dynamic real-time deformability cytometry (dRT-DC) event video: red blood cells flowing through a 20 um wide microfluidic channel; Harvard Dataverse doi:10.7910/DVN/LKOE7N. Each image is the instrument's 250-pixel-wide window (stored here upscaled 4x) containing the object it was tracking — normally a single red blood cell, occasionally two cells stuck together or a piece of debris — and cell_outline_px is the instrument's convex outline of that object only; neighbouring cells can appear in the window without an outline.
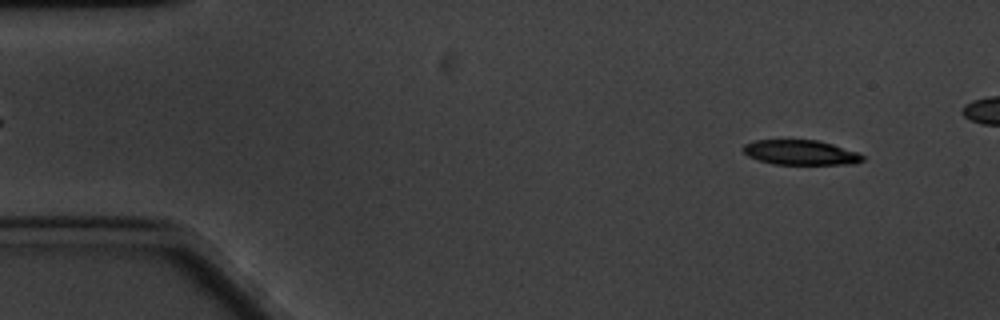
{"species": "common noctule bat (a hibernating species)", "species_latin": "Nyctalus noctula", "temperature_condition": "cold", "stored_images_in_passage": 55, "camera_frame_rate_fps": 3000, "um_per_image_px": 0.085, "animal": {"sex": "male", "body_mass_g": 20.1, "forearm_length_mm": 53.5}, "frame": {"image": 1, "passage_image": 6, "time_ms": 1.667, "image_size_px": [1000, 320], "cell_outline_px": [[864, 160], [856, 164], [772, 164], [748, 156], [740, 148], [744, 144], [752, 140], [816, 140], [832, 144], [856, 152], [864, 156]], "centroid_in_image_um": [68.02, 12.96], "position_along_channel_um": 17.0, "area_um2": 17.28}}
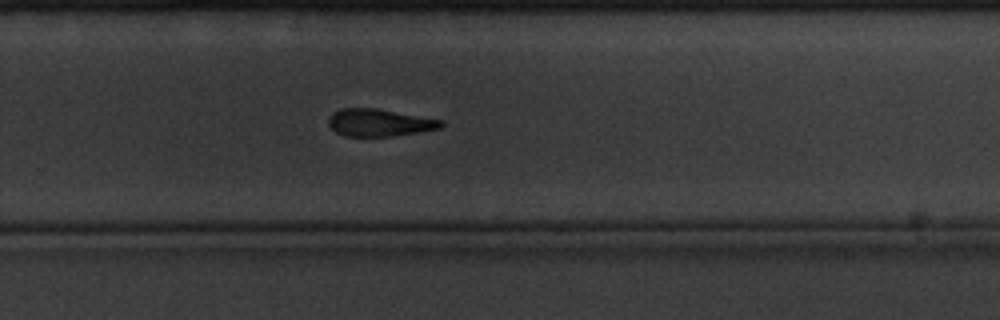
{"frame": {"image": 2, "passage_image": 40, "time_ms": 13.0, "image_size_px": [1000, 320], "cell_outline_px": [[444, 124], [440, 128], [420, 132], [392, 136], [344, 136], [336, 132], [328, 124], [328, 116], [332, 112], [340, 108], [376, 108], [444, 120]], "centroid_in_image_um": [32.23, 10.42], "position_along_channel_um": 297.6, "area_um2": 18.09}}
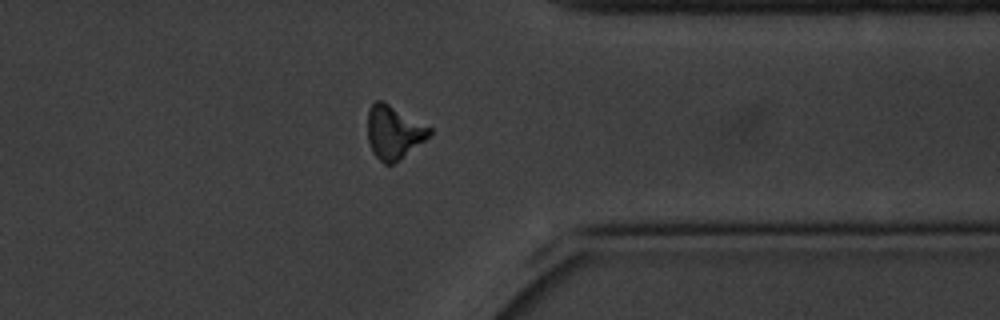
{"frame": {"image": 3, "passage_image": 48, "time_ms": 15.667, "image_size_px": [1000, 320], "cell_outline_px": [[432, 132], [424, 140], [400, 160], [392, 164], [384, 164], [372, 152], [368, 140], [368, 112], [372, 104], [376, 100], [384, 100], [432, 128]], "centroid_in_image_um": [33.46, 11.23], "position_along_channel_um": 377.9, "area_um2": 19.25}}